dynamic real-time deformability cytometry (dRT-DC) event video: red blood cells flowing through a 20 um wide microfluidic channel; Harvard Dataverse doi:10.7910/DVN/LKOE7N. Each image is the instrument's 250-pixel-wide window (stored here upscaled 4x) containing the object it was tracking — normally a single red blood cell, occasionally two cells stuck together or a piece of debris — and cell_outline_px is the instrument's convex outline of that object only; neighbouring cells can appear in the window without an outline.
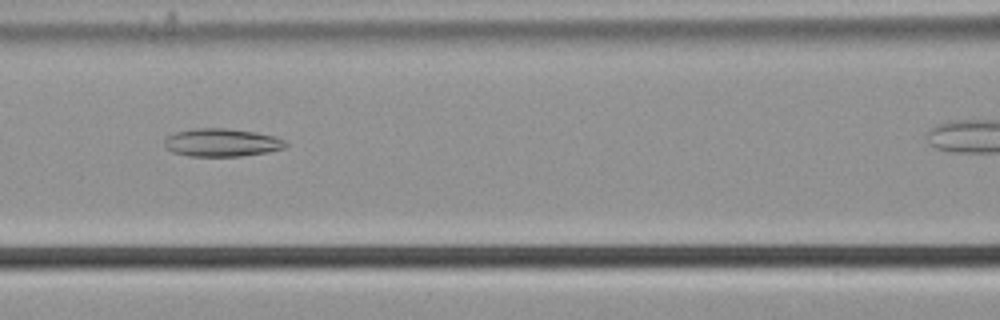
{"species": "common noctule bat (a hibernating species)", "species_latin": "Nyctalus noctula", "temperature_condition": "cold", "stored_images_in_passage": 14, "camera_frame_rate_fps": 3000, "um_per_image_px": 0.085, "animal": {"sex": "male", "body_mass_g": 21.5, "forearm_length_mm": 52.0}, "frame": {"image": 1, "passage_image": 12, "time_ms": 3.667, "image_size_px": [1000, 320], "cell_outline_px": [[288, 144], [284, 148], [268, 152], [240, 156], [188, 156], [172, 152], [164, 144], [164, 140], [168, 136], [176, 132], [192, 128], [224, 128], [256, 132], [272, 136], [284, 140]], "centroid_in_image_um": [18.84, 12.12], "position_along_channel_um": 147.8, "area_um2": 19.71}}